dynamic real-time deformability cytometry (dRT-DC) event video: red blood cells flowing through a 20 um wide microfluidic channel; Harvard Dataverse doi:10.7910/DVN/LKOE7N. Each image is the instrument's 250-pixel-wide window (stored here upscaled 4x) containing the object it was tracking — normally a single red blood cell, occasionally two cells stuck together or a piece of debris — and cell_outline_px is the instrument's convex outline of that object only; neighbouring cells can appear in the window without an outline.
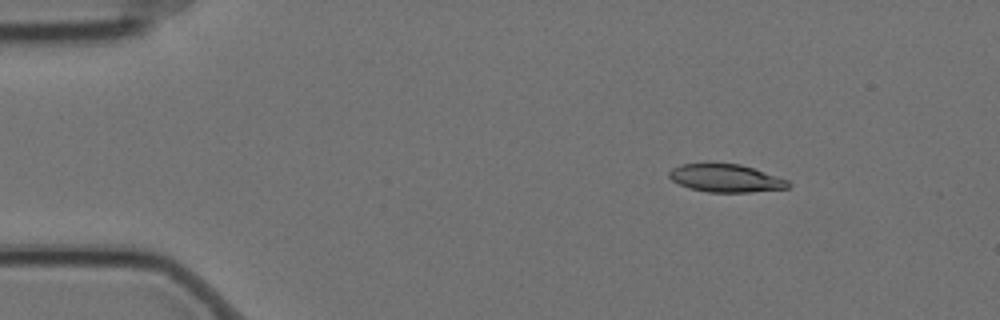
{"species": "Egyptian fruit bat (a non-hibernating species)", "species_latin": "Rousettus aegyptiacus", "temperature_condition": "cold", "stored_images_in_passage": 4, "segment_of_instrument_passage": [1, 2], "camera_frame_rate_fps": 3000, "um_per_image_px": 0.085, "animal": {"sex": "female"}, "frame": {"image": 1, "passage_image": 1, "time_ms": 0.0, "image_size_px": [1000, 320], "cell_outline_px": [[792, 184], [788, 188], [748, 192], [708, 192], [692, 188], [680, 184], [672, 180], [668, 176], [668, 172], [672, 168], [680, 164], [740, 164], [788, 180]], "centroid_in_image_um": [61.69, 15.15], "position_along_channel_um": 23.3, "area_um2": 19.02}}